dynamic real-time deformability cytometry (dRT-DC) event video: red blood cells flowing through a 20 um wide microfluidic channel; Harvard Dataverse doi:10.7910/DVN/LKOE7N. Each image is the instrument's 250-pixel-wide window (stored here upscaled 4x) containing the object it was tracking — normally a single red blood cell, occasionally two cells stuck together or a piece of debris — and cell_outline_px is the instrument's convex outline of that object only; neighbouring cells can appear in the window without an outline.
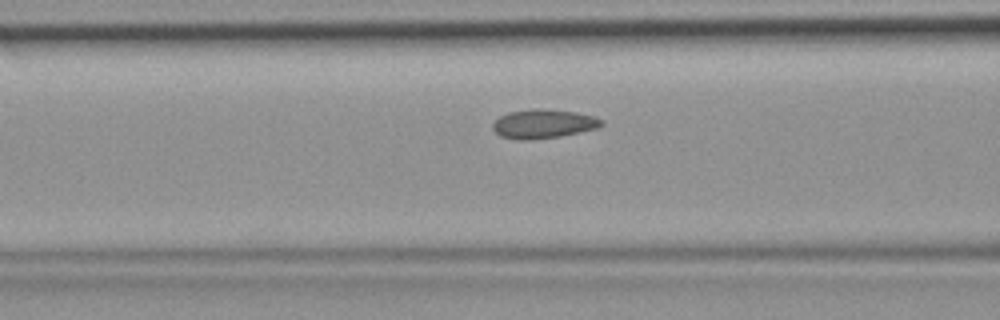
{"species": "common noctule bat (a hibernating species)", "species_latin": "Nyctalus noctula", "temperature_condition": "room temperature", "stored_images_in_passage": 44, "camera_frame_rate_fps": 3000, "um_per_image_px": 0.085, "animal": {"sex": "female", "body_mass_g": 19.9}, "frame": {"image": 1, "passage_image": 15, "time_ms": 4.667, "image_size_px": [1000, 320], "cell_outline_px": [[604, 124], [596, 128], [560, 136], [532, 140], [516, 140], [500, 136], [492, 128], [492, 124], [500, 116], [508, 112], [536, 108], [544, 108], [576, 112], [596, 116], [604, 120]], "centroid_in_image_um": [46.19, 10.52], "position_along_channel_um": 120.4, "area_um2": 18.55}}
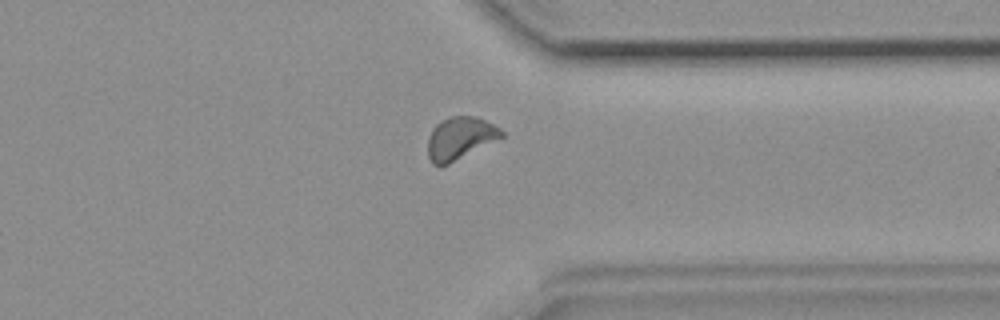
{"frame": {"image": 2, "passage_image": 33, "time_ms": 10.667, "image_size_px": [1000, 320], "cell_outline_px": [[504, 136], [440, 168], [432, 164], [428, 156], [428, 136], [432, 128], [436, 124], [452, 116], [476, 116], [500, 128], [504, 132]], "centroid_in_image_um": [39.07, 11.76], "position_along_channel_um": 372.3, "area_um2": 18.15}}
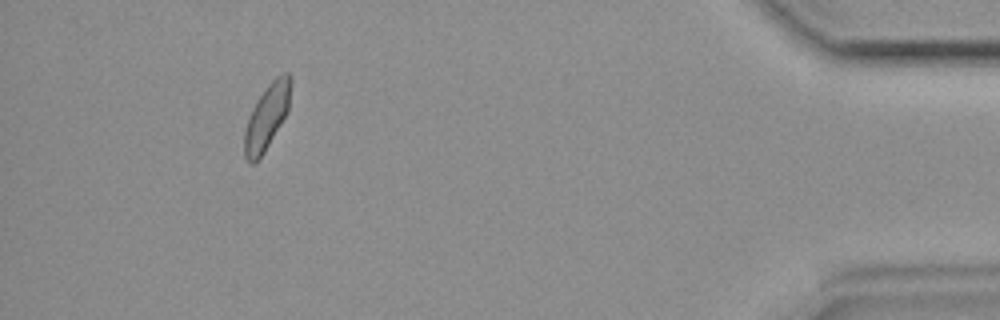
{"frame": {"image": 3, "passage_image": 40, "time_ms": 13.0, "image_size_px": [1000, 320], "cell_outline_px": [[292, 84], [288, 112], [264, 152], [252, 164], [248, 164], [244, 156], [244, 132], [248, 116], [256, 100], [268, 84], [276, 76], [284, 72], [288, 72], [292, 76]], "centroid_in_image_um": [22.69, 9.89], "position_along_channel_um": 412.5, "area_um2": 17.86}}